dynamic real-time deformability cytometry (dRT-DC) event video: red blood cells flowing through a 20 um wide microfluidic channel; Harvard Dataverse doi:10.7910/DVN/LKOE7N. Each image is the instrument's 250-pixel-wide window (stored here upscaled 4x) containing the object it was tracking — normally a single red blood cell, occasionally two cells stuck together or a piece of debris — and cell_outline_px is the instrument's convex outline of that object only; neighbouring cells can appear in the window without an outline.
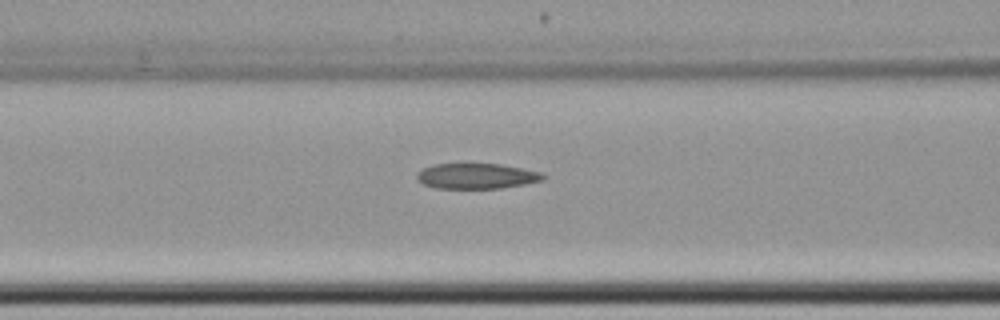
{"species": "common noctule bat (a hibernating species)", "species_latin": "Nyctalus noctula", "temperature_condition": "cold", "stored_images_in_passage": 4, "camera_frame_rate_fps": 3000, "um_per_image_px": 0.085, "animal": {"sex": "female", "body_mass_g": 22.7, "forearm_length_mm": 54.2}, "frame": {"image": 1, "passage_image": 4, "time_ms": 4.0, "image_size_px": [1000, 320], "cell_outline_px": [[544, 180], [524, 184], [500, 188], [436, 188], [424, 184], [416, 180], [416, 176], [424, 168], [432, 164], [460, 160], [464, 160], [500, 164], [540, 172], [544, 176]], "centroid_in_image_um": [40.43, 14.9], "position_along_channel_um": 126.2, "area_um2": 19.48}}